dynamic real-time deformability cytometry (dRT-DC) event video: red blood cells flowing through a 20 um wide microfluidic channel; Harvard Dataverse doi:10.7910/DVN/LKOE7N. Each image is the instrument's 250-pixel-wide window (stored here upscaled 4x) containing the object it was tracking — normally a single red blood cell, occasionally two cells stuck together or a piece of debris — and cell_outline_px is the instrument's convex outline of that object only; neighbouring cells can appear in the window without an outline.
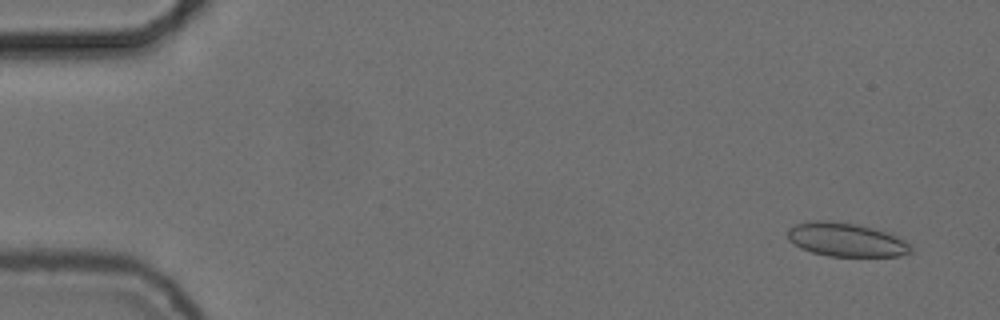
{"species": "common noctule bat (a hibernating species)", "species_latin": "Nyctalus noctula", "temperature_condition": "cold", "stored_images_in_passage": 56, "camera_frame_rate_fps": 3000, "um_per_image_px": 0.085, "animal": {"sex": "female", "body_mass_g": 24.6, "forearm_length_mm": 56.2}, "frame": {"image": 1, "passage_image": 4, "time_ms": 1.0, "image_size_px": [1000, 320], "cell_outline_px": [[912, 252], [900, 256], [828, 256], [812, 252], [800, 248], [788, 240], [788, 228], [796, 224], [808, 220], [828, 220], [856, 224], [892, 232], [904, 240], [912, 248]], "centroid_in_image_um": [71.92, 20.36], "position_along_channel_um": 13.1, "area_um2": 24.51}}
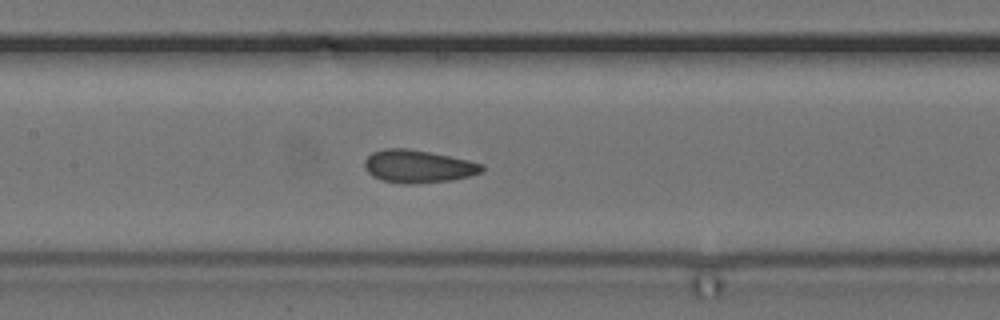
{"frame": {"image": 2, "passage_image": 27, "time_ms": 8.667, "image_size_px": [1000, 320], "cell_outline_px": [[484, 172], [452, 180], [412, 184], [404, 184], [380, 180], [372, 176], [364, 168], [364, 160], [372, 152], [384, 148], [408, 148], [468, 160], [484, 164]], "centroid_in_image_um": [35.52, 14.15], "position_along_channel_um": 171.9, "area_um2": 22.54}}
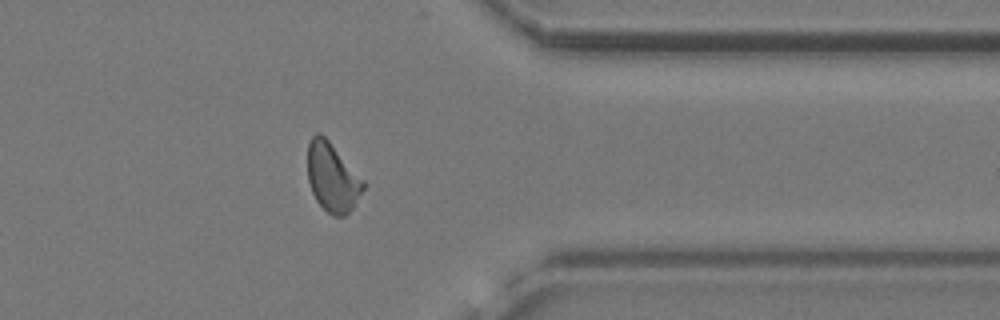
{"frame": {"image": 3, "passage_image": 45, "time_ms": 14.667, "image_size_px": [1000, 320], "cell_outline_px": [[364, 188], [352, 208], [344, 216], [332, 216], [316, 200], [312, 192], [308, 180], [308, 144], [312, 136], [316, 132], [320, 132], [328, 140], [364, 180]], "centroid_in_image_um": [28.23, 15.07], "position_along_channel_um": 383.2, "area_um2": 22.02}, "authors_computed_cell_mechanics": {"area_um2": 22.542, "velocity_mm_per_s": 3.6988, "shape_relaxation_time_tau1_ms": 6.5003, "shape_relaxation_time_tau2_ms": 1.3508, "deformation_change_tau1": 0.13, "deformation_change_tau2": 0.0623}}